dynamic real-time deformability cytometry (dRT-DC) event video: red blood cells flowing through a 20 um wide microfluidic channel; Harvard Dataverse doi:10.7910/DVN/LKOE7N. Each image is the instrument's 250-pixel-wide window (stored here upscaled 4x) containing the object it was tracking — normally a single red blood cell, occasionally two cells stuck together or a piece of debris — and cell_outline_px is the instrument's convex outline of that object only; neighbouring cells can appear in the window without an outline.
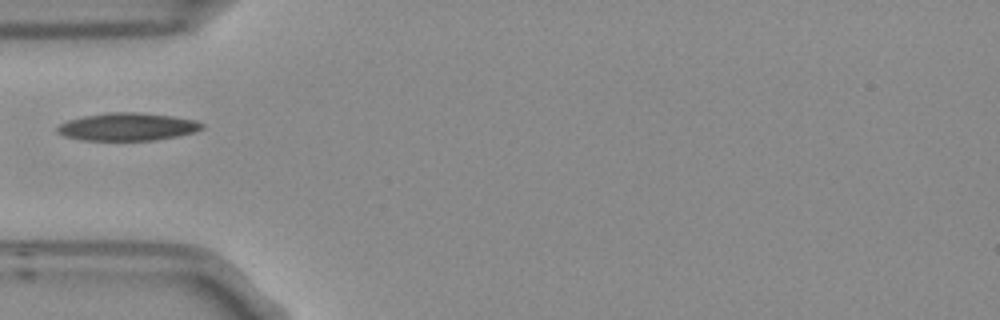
{"species": "Egyptian fruit bat (a non-hibernating species)", "species_latin": "Rousettus aegyptiacus", "temperature_condition": "room temperature", "stored_images_in_passage": 5, "camera_frame_rate_fps": 3000, "um_per_image_px": 0.085, "frame": {"image": 1, "passage_image": 5, "time_ms": 1.333, "image_size_px": [1000, 320], "cell_outline_px": [[204, 128], [196, 132], [180, 136], [156, 140], [84, 140], [64, 136], [56, 132], [56, 128], [60, 124], [68, 120], [84, 116], [108, 112], [140, 112], [172, 116], [196, 120], [204, 124]], "centroid_in_image_um": [10.88, 10.77], "position_along_channel_um": 74.1, "area_um2": 23.58}}